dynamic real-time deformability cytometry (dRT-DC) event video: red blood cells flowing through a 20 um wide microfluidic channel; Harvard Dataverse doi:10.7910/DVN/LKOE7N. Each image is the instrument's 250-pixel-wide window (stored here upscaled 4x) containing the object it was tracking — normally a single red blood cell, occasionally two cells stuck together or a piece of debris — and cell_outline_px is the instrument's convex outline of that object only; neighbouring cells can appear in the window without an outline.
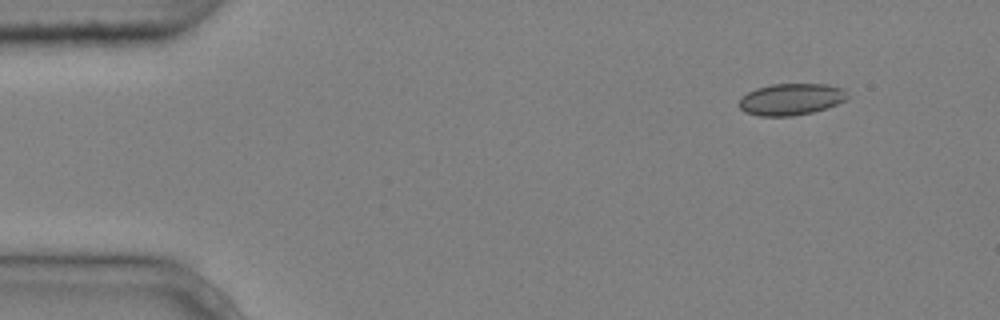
{"species": "common noctule bat (a hibernating species)", "species_latin": "Nyctalus noctula", "temperature_condition": "cold", "stored_images_in_passage": 4, "camera_frame_rate_fps": 3000, "um_per_image_px": 0.085, "animal": {"sex": "male", "body_mass_g": 20.4}, "frame": {"image": 1, "passage_image": 1, "time_ms": 0.0, "image_size_px": [1000, 320], "cell_outline_px": [[848, 96], [844, 100], [836, 104], [812, 112], [792, 116], [760, 116], [744, 112], [740, 108], [740, 96], [756, 88], [772, 84], [828, 84], [844, 88]], "centroid_in_image_um": [67.22, 8.43], "position_along_channel_um": 17.8, "area_um2": 19.94}}
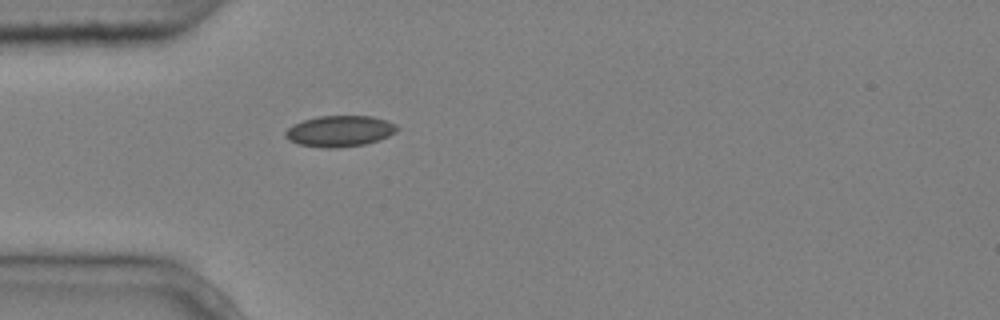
{"frame": {"image": 2, "passage_image": 4, "time_ms": 1.0, "image_size_px": [1000, 320], "cell_outline_px": [[400, 128], [396, 132], [380, 140], [364, 144], [336, 148], [324, 148], [300, 144], [288, 140], [284, 136], [284, 132], [292, 124], [304, 120], [320, 116], [372, 116], [396, 124]], "centroid_in_image_um": [28.87, 11.15], "position_along_channel_um": 56.1, "area_um2": 20.23}}